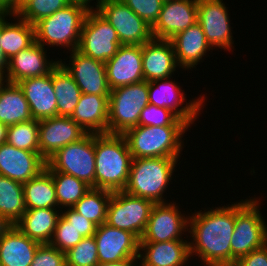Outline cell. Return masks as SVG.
<instances>
[{
	"instance_id": "32",
	"label": "cell",
	"mask_w": 267,
	"mask_h": 266,
	"mask_svg": "<svg viewBox=\"0 0 267 266\" xmlns=\"http://www.w3.org/2000/svg\"><path fill=\"white\" fill-rule=\"evenodd\" d=\"M27 210L39 208L59 209L52 175L44 169L38 176L23 183Z\"/></svg>"
},
{
	"instance_id": "42",
	"label": "cell",
	"mask_w": 267,
	"mask_h": 266,
	"mask_svg": "<svg viewBox=\"0 0 267 266\" xmlns=\"http://www.w3.org/2000/svg\"><path fill=\"white\" fill-rule=\"evenodd\" d=\"M30 266H66L65 253L50 244H41Z\"/></svg>"
},
{
	"instance_id": "27",
	"label": "cell",
	"mask_w": 267,
	"mask_h": 266,
	"mask_svg": "<svg viewBox=\"0 0 267 266\" xmlns=\"http://www.w3.org/2000/svg\"><path fill=\"white\" fill-rule=\"evenodd\" d=\"M109 96L81 94L70 116L87 133H108Z\"/></svg>"
},
{
	"instance_id": "5",
	"label": "cell",
	"mask_w": 267,
	"mask_h": 266,
	"mask_svg": "<svg viewBox=\"0 0 267 266\" xmlns=\"http://www.w3.org/2000/svg\"><path fill=\"white\" fill-rule=\"evenodd\" d=\"M88 10L69 4L51 16L41 19L35 27V41L45 48L62 47L69 51L78 49L81 29ZM48 45V46H47Z\"/></svg>"
},
{
	"instance_id": "31",
	"label": "cell",
	"mask_w": 267,
	"mask_h": 266,
	"mask_svg": "<svg viewBox=\"0 0 267 266\" xmlns=\"http://www.w3.org/2000/svg\"><path fill=\"white\" fill-rule=\"evenodd\" d=\"M32 119L23 90L18 84L7 82L0 91V123L8 127Z\"/></svg>"
},
{
	"instance_id": "3",
	"label": "cell",
	"mask_w": 267,
	"mask_h": 266,
	"mask_svg": "<svg viewBox=\"0 0 267 266\" xmlns=\"http://www.w3.org/2000/svg\"><path fill=\"white\" fill-rule=\"evenodd\" d=\"M179 158L181 157L132 159L129 179L124 191L137 197L149 199L155 204L168 203L170 199L166 200V190L176 179L173 177L174 172L177 171L176 167L181 163Z\"/></svg>"
},
{
	"instance_id": "9",
	"label": "cell",
	"mask_w": 267,
	"mask_h": 266,
	"mask_svg": "<svg viewBox=\"0 0 267 266\" xmlns=\"http://www.w3.org/2000/svg\"><path fill=\"white\" fill-rule=\"evenodd\" d=\"M154 205L151 200L128 194L124 190L112 192L106 224L131 232L140 239Z\"/></svg>"
},
{
	"instance_id": "2",
	"label": "cell",
	"mask_w": 267,
	"mask_h": 266,
	"mask_svg": "<svg viewBox=\"0 0 267 266\" xmlns=\"http://www.w3.org/2000/svg\"><path fill=\"white\" fill-rule=\"evenodd\" d=\"M94 150L95 188L123 191L133 159L124 135L94 133Z\"/></svg>"
},
{
	"instance_id": "40",
	"label": "cell",
	"mask_w": 267,
	"mask_h": 266,
	"mask_svg": "<svg viewBox=\"0 0 267 266\" xmlns=\"http://www.w3.org/2000/svg\"><path fill=\"white\" fill-rule=\"evenodd\" d=\"M83 238L84 237H82L71 224H68V222L60 216L49 244L65 253L76 246Z\"/></svg>"
},
{
	"instance_id": "48",
	"label": "cell",
	"mask_w": 267,
	"mask_h": 266,
	"mask_svg": "<svg viewBox=\"0 0 267 266\" xmlns=\"http://www.w3.org/2000/svg\"><path fill=\"white\" fill-rule=\"evenodd\" d=\"M138 259H126L112 263H99L97 266H139Z\"/></svg>"
},
{
	"instance_id": "20",
	"label": "cell",
	"mask_w": 267,
	"mask_h": 266,
	"mask_svg": "<svg viewBox=\"0 0 267 266\" xmlns=\"http://www.w3.org/2000/svg\"><path fill=\"white\" fill-rule=\"evenodd\" d=\"M40 153L19 149L5 142L0 145V175L20 183L38 176L46 167Z\"/></svg>"
},
{
	"instance_id": "11",
	"label": "cell",
	"mask_w": 267,
	"mask_h": 266,
	"mask_svg": "<svg viewBox=\"0 0 267 266\" xmlns=\"http://www.w3.org/2000/svg\"><path fill=\"white\" fill-rule=\"evenodd\" d=\"M177 204L179 203L176 201H169L153 206L140 243L167 242L188 238L190 213L189 215L188 212L187 214L182 213L179 208L180 204Z\"/></svg>"
},
{
	"instance_id": "1",
	"label": "cell",
	"mask_w": 267,
	"mask_h": 266,
	"mask_svg": "<svg viewBox=\"0 0 267 266\" xmlns=\"http://www.w3.org/2000/svg\"><path fill=\"white\" fill-rule=\"evenodd\" d=\"M233 203L191 212L188 239L192 260L195 255L204 266H231V239L236 220V202Z\"/></svg>"
},
{
	"instance_id": "44",
	"label": "cell",
	"mask_w": 267,
	"mask_h": 266,
	"mask_svg": "<svg viewBox=\"0 0 267 266\" xmlns=\"http://www.w3.org/2000/svg\"><path fill=\"white\" fill-rule=\"evenodd\" d=\"M233 266H267V243L239 258Z\"/></svg>"
},
{
	"instance_id": "24",
	"label": "cell",
	"mask_w": 267,
	"mask_h": 266,
	"mask_svg": "<svg viewBox=\"0 0 267 266\" xmlns=\"http://www.w3.org/2000/svg\"><path fill=\"white\" fill-rule=\"evenodd\" d=\"M29 103L32 118L43 120L57 116V97L49 74L21 80L17 83Z\"/></svg>"
},
{
	"instance_id": "35",
	"label": "cell",
	"mask_w": 267,
	"mask_h": 266,
	"mask_svg": "<svg viewBox=\"0 0 267 266\" xmlns=\"http://www.w3.org/2000/svg\"><path fill=\"white\" fill-rule=\"evenodd\" d=\"M112 192L91 188L72 208L97 226L106 223Z\"/></svg>"
},
{
	"instance_id": "34",
	"label": "cell",
	"mask_w": 267,
	"mask_h": 266,
	"mask_svg": "<svg viewBox=\"0 0 267 266\" xmlns=\"http://www.w3.org/2000/svg\"><path fill=\"white\" fill-rule=\"evenodd\" d=\"M54 181L56 199L60 210L72 208L90 189L84 181L56 171H48Z\"/></svg>"
},
{
	"instance_id": "41",
	"label": "cell",
	"mask_w": 267,
	"mask_h": 266,
	"mask_svg": "<svg viewBox=\"0 0 267 266\" xmlns=\"http://www.w3.org/2000/svg\"><path fill=\"white\" fill-rule=\"evenodd\" d=\"M149 26L158 19L163 5L161 0H121Z\"/></svg>"
},
{
	"instance_id": "36",
	"label": "cell",
	"mask_w": 267,
	"mask_h": 266,
	"mask_svg": "<svg viewBox=\"0 0 267 266\" xmlns=\"http://www.w3.org/2000/svg\"><path fill=\"white\" fill-rule=\"evenodd\" d=\"M6 142L16 148L39 153V120L8 126Z\"/></svg>"
},
{
	"instance_id": "22",
	"label": "cell",
	"mask_w": 267,
	"mask_h": 266,
	"mask_svg": "<svg viewBox=\"0 0 267 266\" xmlns=\"http://www.w3.org/2000/svg\"><path fill=\"white\" fill-rule=\"evenodd\" d=\"M178 68L180 67L171 40L152 38L142 45V70L145 81L175 76Z\"/></svg>"
},
{
	"instance_id": "7",
	"label": "cell",
	"mask_w": 267,
	"mask_h": 266,
	"mask_svg": "<svg viewBox=\"0 0 267 266\" xmlns=\"http://www.w3.org/2000/svg\"><path fill=\"white\" fill-rule=\"evenodd\" d=\"M149 104L148 82L141 81L110 91L108 133L124 134L139 125L142 110Z\"/></svg>"
},
{
	"instance_id": "17",
	"label": "cell",
	"mask_w": 267,
	"mask_h": 266,
	"mask_svg": "<svg viewBox=\"0 0 267 266\" xmlns=\"http://www.w3.org/2000/svg\"><path fill=\"white\" fill-rule=\"evenodd\" d=\"M87 132L69 116L39 120V153L47 161L64 146L76 142Z\"/></svg>"
},
{
	"instance_id": "10",
	"label": "cell",
	"mask_w": 267,
	"mask_h": 266,
	"mask_svg": "<svg viewBox=\"0 0 267 266\" xmlns=\"http://www.w3.org/2000/svg\"><path fill=\"white\" fill-rule=\"evenodd\" d=\"M172 80L169 77L148 82L149 104L170 109L191 126L206 107L207 96L201 94L187 102V94L181 89L182 86L178 85V81L175 82V78Z\"/></svg>"
},
{
	"instance_id": "33",
	"label": "cell",
	"mask_w": 267,
	"mask_h": 266,
	"mask_svg": "<svg viewBox=\"0 0 267 266\" xmlns=\"http://www.w3.org/2000/svg\"><path fill=\"white\" fill-rule=\"evenodd\" d=\"M52 85L57 97V116H71L82 94L73 77L59 63L52 70Z\"/></svg>"
},
{
	"instance_id": "49",
	"label": "cell",
	"mask_w": 267,
	"mask_h": 266,
	"mask_svg": "<svg viewBox=\"0 0 267 266\" xmlns=\"http://www.w3.org/2000/svg\"><path fill=\"white\" fill-rule=\"evenodd\" d=\"M7 137V126L0 123V145L6 142Z\"/></svg>"
},
{
	"instance_id": "26",
	"label": "cell",
	"mask_w": 267,
	"mask_h": 266,
	"mask_svg": "<svg viewBox=\"0 0 267 266\" xmlns=\"http://www.w3.org/2000/svg\"><path fill=\"white\" fill-rule=\"evenodd\" d=\"M40 245L14 225L0 226V263L3 266H30Z\"/></svg>"
},
{
	"instance_id": "21",
	"label": "cell",
	"mask_w": 267,
	"mask_h": 266,
	"mask_svg": "<svg viewBox=\"0 0 267 266\" xmlns=\"http://www.w3.org/2000/svg\"><path fill=\"white\" fill-rule=\"evenodd\" d=\"M105 66L110 90L144 81L142 45H121Z\"/></svg>"
},
{
	"instance_id": "38",
	"label": "cell",
	"mask_w": 267,
	"mask_h": 266,
	"mask_svg": "<svg viewBox=\"0 0 267 266\" xmlns=\"http://www.w3.org/2000/svg\"><path fill=\"white\" fill-rule=\"evenodd\" d=\"M66 266H97L98 249L94 236L84 237L76 246L65 252Z\"/></svg>"
},
{
	"instance_id": "15",
	"label": "cell",
	"mask_w": 267,
	"mask_h": 266,
	"mask_svg": "<svg viewBox=\"0 0 267 266\" xmlns=\"http://www.w3.org/2000/svg\"><path fill=\"white\" fill-rule=\"evenodd\" d=\"M68 64L65 58L59 63L73 77L83 94L109 96L110 88L107 81L104 62L83 55L77 49L70 51Z\"/></svg>"
},
{
	"instance_id": "47",
	"label": "cell",
	"mask_w": 267,
	"mask_h": 266,
	"mask_svg": "<svg viewBox=\"0 0 267 266\" xmlns=\"http://www.w3.org/2000/svg\"><path fill=\"white\" fill-rule=\"evenodd\" d=\"M27 0H10L1 11L15 13Z\"/></svg>"
},
{
	"instance_id": "8",
	"label": "cell",
	"mask_w": 267,
	"mask_h": 266,
	"mask_svg": "<svg viewBox=\"0 0 267 266\" xmlns=\"http://www.w3.org/2000/svg\"><path fill=\"white\" fill-rule=\"evenodd\" d=\"M46 162L47 171L74 176L95 188L94 133H87L78 141L64 146Z\"/></svg>"
},
{
	"instance_id": "19",
	"label": "cell",
	"mask_w": 267,
	"mask_h": 266,
	"mask_svg": "<svg viewBox=\"0 0 267 266\" xmlns=\"http://www.w3.org/2000/svg\"><path fill=\"white\" fill-rule=\"evenodd\" d=\"M46 51L45 47L35 41L27 49L12 56L8 60L7 82L17 84L26 78L49 74L59 64V59L48 58Z\"/></svg>"
},
{
	"instance_id": "12",
	"label": "cell",
	"mask_w": 267,
	"mask_h": 266,
	"mask_svg": "<svg viewBox=\"0 0 267 266\" xmlns=\"http://www.w3.org/2000/svg\"><path fill=\"white\" fill-rule=\"evenodd\" d=\"M121 46L117 32L97 11H88L84 19L78 51L106 63Z\"/></svg>"
},
{
	"instance_id": "14",
	"label": "cell",
	"mask_w": 267,
	"mask_h": 266,
	"mask_svg": "<svg viewBox=\"0 0 267 266\" xmlns=\"http://www.w3.org/2000/svg\"><path fill=\"white\" fill-rule=\"evenodd\" d=\"M228 12L223 0H198L197 22L202 27L208 43L213 49L230 52L235 44Z\"/></svg>"
},
{
	"instance_id": "39",
	"label": "cell",
	"mask_w": 267,
	"mask_h": 266,
	"mask_svg": "<svg viewBox=\"0 0 267 266\" xmlns=\"http://www.w3.org/2000/svg\"><path fill=\"white\" fill-rule=\"evenodd\" d=\"M139 125L144 126H168V125H189L179 118L168 108H160L148 104L141 112Z\"/></svg>"
},
{
	"instance_id": "50",
	"label": "cell",
	"mask_w": 267,
	"mask_h": 266,
	"mask_svg": "<svg viewBox=\"0 0 267 266\" xmlns=\"http://www.w3.org/2000/svg\"><path fill=\"white\" fill-rule=\"evenodd\" d=\"M5 83H7L6 75L0 74V91L6 85Z\"/></svg>"
},
{
	"instance_id": "18",
	"label": "cell",
	"mask_w": 267,
	"mask_h": 266,
	"mask_svg": "<svg viewBox=\"0 0 267 266\" xmlns=\"http://www.w3.org/2000/svg\"><path fill=\"white\" fill-rule=\"evenodd\" d=\"M198 0L163 2L161 12L151 27L153 38L170 40L197 22Z\"/></svg>"
},
{
	"instance_id": "28",
	"label": "cell",
	"mask_w": 267,
	"mask_h": 266,
	"mask_svg": "<svg viewBox=\"0 0 267 266\" xmlns=\"http://www.w3.org/2000/svg\"><path fill=\"white\" fill-rule=\"evenodd\" d=\"M60 216V209L39 208L26 210L14 226L30 239L40 244H49Z\"/></svg>"
},
{
	"instance_id": "45",
	"label": "cell",
	"mask_w": 267,
	"mask_h": 266,
	"mask_svg": "<svg viewBox=\"0 0 267 266\" xmlns=\"http://www.w3.org/2000/svg\"><path fill=\"white\" fill-rule=\"evenodd\" d=\"M2 11L0 10V74L6 75L8 69V58L2 50Z\"/></svg>"
},
{
	"instance_id": "29",
	"label": "cell",
	"mask_w": 267,
	"mask_h": 266,
	"mask_svg": "<svg viewBox=\"0 0 267 266\" xmlns=\"http://www.w3.org/2000/svg\"><path fill=\"white\" fill-rule=\"evenodd\" d=\"M14 18V22L10 21ZM9 21V22H8ZM35 42V27L21 19L16 13L2 11V50L10 59Z\"/></svg>"
},
{
	"instance_id": "23",
	"label": "cell",
	"mask_w": 267,
	"mask_h": 266,
	"mask_svg": "<svg viewBox=\"0 0 267 266\" xmlns=\"http://www.w3.org/2000/svg\"><path fill=\"white\" fill-rule=\"evenodd\" d=\"M170 40L174 47L177 64L182 71L195 70L196 66L204 61V56L206 57L211 49L214 50L198 22L177 33Z\"/></svg>"
},
{
	"instance_id": "51",
	"label": "cell",
	"mask_w": 267,
	"mask_h": 266,
	"mask_svg": "<svg viewBox=\"0 0 267 266\" xmlns=\"http://www.w3.org/2000/svg\"><path fill=\"white\" fill-rule=\"evenodd\" d=\"M10 0H0V10L9 2Z\"/></svg>"
},
{
	"instance_id": "46",
	"label": "cell",
	"mask_w": 267,
	"mask_h": 266,
	"mask_svg": "<svg viewBox=\"0 0 267 266\" xmlns=\"http://www.w3.org/2000/svg\"><path fill=\"white\" fill-rule=\"evenodd\" d=\"M69 2V4H76V5H80V6H83L86 10L88 11H97V8H98V5H99V2L101 0H96V2L93 3V6L90 5L91 1H95V0H67ZM95 6V8H94Z\"/></svg>"
},
{
	"instance_id": "16",
	"label": "cell",
	"mask_w": 267,
	"mask_h": 266,
	"mask_svg": "<svg viewBox=\"0 0 267 266\" xmlns=\"http://www.w3.org/2000/svg\"><path fill=\"white\" fill-rule=\"evenodd\" d=\"M99 263L138 259L140 239L133 233L109 226H97L94 233Z\"/></svg>"
},
{
	"instance_id": "13",
	"label": "cell",
	"mask_w": 267,
	"mask_h": 266,
	"mask_svg": "<svg viewBox=\"0 0 267 266\" xmlns=\"http://www.w3.org/2000/svg\"><path fill=\"white\" fill-rule=\"evenodd\" d=\"M97 12L114 27L121 45H143L153 38L151 26L121 0H101Z\"/></svg>"
},
{
	"instance_id": "4",
	"label": "cell",
	"mask_w": 267,
	"mask_h": 266,
	"mask_svg": "<svg viewBox=\"0 0 267 266\" xmlns=\"http://www.w3.org/2000/svg\"><path fill=\"white\" fill-rule=\"evenodd\" d=\"M190 125L144 126L128 129L123 135L133 159L181 157L184 134ZM183 138V139H182Z\"/></svg>"
},
{
	"instance_id": "37",
	"label": "cell",
	"mask_w": 267,
	"mask_h": 266,
	"mask_svg": "<svg viewBox=\"0 0 267 266\" xmlns=\"http://www.w3.org/2000/svg\"><path fill=\"white\" fill-rule=\"evenodd\" d=\"M67 5V0H27L15 13L24 21L35 25Z\"/></svg>"
},
{
	"instance_id": "25",
	"label": "cell",
	"mask_w": 267,
	"mask_h": 266,
	"mask_svg": "<svg viewBox=\"0 0 267 266\" xmlns=\"http://www.w3.org/2000/svg\"><path fill=\"white\" fill-rule=\"evenodd\" d=\"M189 239L139 243V266H187L191 260ZM187 263V264H186Z\"/></svg>"
},
{
	"instance_id": "43",
	"label": "cell",
	"mask_w": 267,
	"mask_h": 266,
	"mask_svg": "<svg viewBox=\"0 0 267 266\" xmlns=\"http://www.w3.org/2000/svg\"><path fill=\"white\" fill-rule=\"evenodd\" d=\"M61 216L71 224L82 237L93 236L96 232L97 225L92 221L80 215L73 208L61 210Z\"/></svg>"
},
{
	"instance_id": "6",
	"label": "cell",
	"mask_w": 267,
	"mask_h": 266,
	"mask_svg": "<svg viewBox=\"0 0 267 266\" xmlns=\"http://www.w3.org/2000/svg\"><path fill=\"white\" fill-rule=\"evenodd\" d=\"M260 197L236 201V220L231 239V266L241 257L267 243V225L261 213Z\"/></svg>"
},
{
	"instance_id": "30",
	"label": "cell",
	"mask_w": 267,
	"mask_h": 266,
	"mask_svg": "<svg viewBox=\"0 0 267 266\" xmlns=\"http://www.w3.org/2000/svg\"><path fill=\"white\" fill-rule=\"evenodd\" d=\"M26 210L23 183L0 175V226L15 225Z\"/></svg>"
}]
</instances>
